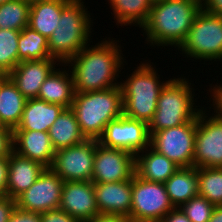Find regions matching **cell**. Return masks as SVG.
Masks as SVG:
<instances>
[{
    "label": "cell",
    "mask_w": 222,
    "mask_h": 222,
    "mask_svg": "<svg viewBox=\"0 0 222 222\" xmlns=\"http://www.w3.org/2000/svg\"><path fill=\"white\" fill-rule=\"evenodd\" d=\"M148 124L122 115L110 121L99 143L108 148L124 149L136 155L150 146Z\"/></svg>",
    "instance_id": "12"
},
{
    "label": "cell",
    "mask_w": 222,
    "mask_h": 222,
    "mask_svg": "<svg viewBox=\"0 0 222 222\" xmlns=\"http://www.w3.org/2000/svg\"><path fill=\"white\" fill-rule=\"evenodd\" d=\"M8 157L0 158V197L7 196Z\"/></svg>",
    "instance_id": "37"
},
{
    "label": "cell",
    "mask_w": 222,
    "mask_h": 222,
    "mask_svg": "<svg viewBox=\"0 0 222 222\" xmlns=\"http://www.w3.org/2000/svg\"><path fill=\"white\" fill-rule=\"evenodd\" d=\"M199 195L215 206H222V168H197Z\"/></svg>",
    "instance_id": "30"
},
{
    "label": "cell",
    "mask_w": 222,
    "mask_h": 222,
    "mask_svg": "<svg viewBox=\"0 0 222 222\" xmlns=\"http://www.w3.org/2000/svg\"><path fill=\"white\" fill-rule=\"evenodd\" d=\"M188 82L185 77L173 78L163 87L154 117L148 124L150 136L156 131L190 122L199 114L201 109L194 105V88Z\"/></svg>",
    "instance_id": "6"
},
{
    "label": "cell",
    "mask_w": 222,
    "mask_h": 222,
    "mask_svg": "<svg viewBox=\"0 0 222 222\" xmlns=\"http://www.w3.org/2000/svg\"><path fill=\"white\" fill-rule=\"evenodd\" d=\"M153 3H156V2H159V1H162V0H150Z\"/></svg>",
    "instance_id": "45"
},
{
    "label": "cell",
    "mask_w": 222,
    "mask_h": 222,
    "mask_svg": "<svg viewBox=\"0 0 222 222\" xmlns=\"http://www.w3.org/2000/svg\"><path fill=\"white\" fill-rule=\"evenodd\" d=\"M65 108L38 98L26 100L20 123L14 130H34L49 132L59 114Z\"/></svg>",
    "instance_id": "21"
},
{
    "label": "cell",
    "mask_w": 222,
    "mask_h": 222,
    "mask_svg": "<svg viewBox=\"0 0 222 222\" xmlns=\"http://www.w3.org/2000/svg\"><path fill=\"white\" fill-rule=\"evenodd\" d=\"M13 152V130L0 126V158Z\"/></svg>",
    "instance_id": "33"
},
{
    "label": "cell",
    "mask_w": 222,
    "mask_h": 222,
    "mask_svg": "<svg viewBox=\"0 0 222 222\" xmlns=\"http://www.w3.org/2000/svg\"><path fill=\"white\" fill-rule=\"evenodd\" d=\"M96 139L55 151L50 169L64 182L91 181L95 157Z\"/></svg>",
    "instance_id": "11"
},
{
    "label": "cell",
    "mask_w": 222,
    "mask_h": 222,
    "mask_svg": "<svg viewBox=\"0 0 222 222\" xmlns=\"http://www.w3.org/2000/svg\"><path fill=\"white\" fill-rule=\"evenodd\" d=\"M59 209L81 222H89L99 214L92 181L64 182Z\"/></svg>",
    "instance_id": "15"
},
{
    "label": "cell",
    "mask_w": 222,
    "mask_h": 222,
    "mask_svg": "<svg viewBox=\"0 0 222 222\" xmlns=\"http://www.w3.org/2000/svg\"><path fill=\"white\" fill-rule=\"evenodd\" d=\"M174 208L164 183L146 181L134 174L130 222H161Z\"/></svg>",
    "instance_id": "8"
},
{
    "label": "cell",
    "mask_w": 222,
    "mask_h": 222,
    "mask_svg": "<svg viewBox=\"0 0 222 222\" xmlns=\"http://www.w3.org/2000/svg\"><path fill=\"white\" fill-rule=\"evenodd\" d=\"M178 168L177 164L151 146L135 155V174L146 181L165 183Z\"/></svg>",
    "instance_id": "20"
},
{
    "label": "cell",
    "mask_w": 222,
    "mask_h": 222,
    "mask_svg": "<svg viewBox=\"0 0 222 222\" xmlns=\"http://www.w3.org/2000/svg\"><path fill=\"white\" fill-rule=\"evenodd\" d=\"M47 58H52L48 39L28 26L21 30L18 40V64L21 61Z\"/></svg>",
    "instance_id": "28"
},
{
    "label": "cell",
    "mask_w": 222,
    "mask_h": 222,
    "mask_svg": "<svg viewBox=\"0 0 222 222\" xmlns=\"http://www.w3.org/2000/svg\"><path fill=\"white\" fill-rule=\"evenodd\" d=\"M13 151L46 168L51 167L55 154L49 133L34 130H13Z\"/></svg>",
    "instance_id": "18"
},
{
    "label": "cell",
    "mask_w": 222,
    "mask_h": 222,
    "mask_svg": "<svg viewBox=\"0 0 222 222\" xmlns=\"http://www.w3.org/2000/svg\"><path fill=\"white\" fill-rule=\"evenodd\" d=\"M48 133L55 151L77 145L86 140L71 108L64 109L59 114Z\"/></svg>",
    "instance_id": "26"
},
{
    "label": "cell",
    "mask_w": 222,
    "mask_h": 222,
    "mask_svg": "<svg viewBox=\"0 0 222 222\" xmlns=\"http://www.w3.org/2000/svg\"><path fill=\"white\" fill-rule=\"evenodd\" d=\"M102 40L87 44L77 55L63 66H71L75 92L101 91L120 86L117 78L124 67L125 59L121 47L114 40ZM123 64V65H122ZM121 69V70H120Z\"/></svg>",
    "instance_id": "1"
},
{
    "label": "cell",
    "mask_w": 222,
    "mask_h": 222,
    "mask_svg": "<svg viewBox=\"0 0 222 222\" xmlns=\"http://www.w3.org/2000/svg\"><path fill=\"white\" fill-rule=\"evenodd\" d=\"M8 78V74L0 72V87L1 84Z\"/></svg>",
    "instance_id": "42"
},
{
    "label": "cell",
    "mask_w": 222,
    "mask_h": 222,
    "mask_svg": "<svg viewBox=\"0 0 222 222\" xmlns=\"http://www.w3.org/2000/svg\"><path fill=\"white\" fill-rule=\"evenodd\" d=\"M164 185L171 203L175 208H179L199 194L197 168L179 167Z\"/></svg>",
    "instance_id": "24"
},
{
    "label": "cell",
    "mask_w": 222,
    "mask_h": 222,
    "mask_svg": "<svg viewBox=\"0 0 222 222\" xmlns=\"http://www.w3.org/2000/svg\"><path fill=\"white\" fill-rule=\"evenodd\" d=\"M26 98L8 77L0 87V126L11 130L20 123Z\"/></svg>",
    "instance_id": "25"
},
{
    "label": "cell",
    "mask_w": 222,
    "mask_h": 222,
    "mask_svg": "<svg viewBox=\"0 0 222 222\" xmlns=\"http://www.w3.org/2000/svg\"><path fill=\"white\" fill-rule=\"evenodd\" d=\"M202 108L197 115L193 166L222 168V114L213 108L216 113L209 117Z\"/></svg>",
    "instance_id": "10"
},
{
    "label": "cell",
    "mask_w": 222,
    "mask_h": 222,
    "mask_svg": "<svg viewBox=\"0 0 222 222\" xmlns=\"http://www.w3.org/2000/svg\"><path fill=\"white\" fill-rule=\"evenodd\" d=\"M71 0H46L30 6L28 27L37 31L47 39L58 27L62 9Z\"/></svg>",
    "instance_id": "23"
},
{
    "label": "cell",
    "mask_w": 222,
    "mask_h": 222,
    "mask_svg": "<svg viewBox=\"0 0 222 222\" xmlns=\"http://www.w3.org/2000/svg\"><path fill=\"white\" fill-rule=\"evenodd\" d=\"M202 8L212 14L222 16V0H202Z\"/></svg>",
    "instance_id": "38"
},
{
    "label": "cell",
    "mask_w": 222,
    "mask_h": 222,
    "mask_svg": "<svg viewBox=\"0 0 222 222\" xmlns=\"http://www.w3.org/2000/svg\"><path fill=\"white\" fill-rule=\"evenodd\" d=\"M114 20L120 26L135 25L141 28L148 20L152 2L150 0H108ZM124 24V25H123Z\"/></svg>",
    "instance_id": "27"
},
{
    "label": "cell",
    "mask_w": 222,
    "mask_h": 222,
    "mask_svg": "<svg viewBox=\"0 0 222 222\" xmlns=\"http://www.w3.org/2000/svg\"><path fill=\"white\" fill-rule=\"evenodd\" d=\"M89 222H130L128 218L120 215L98 214Z\"/></svg>",
    "instance_id": "40"
},
{
    "label": "cell",
    "mask_w": 222,
    "mask_h": 222,
    "mask_svg": "<svg viewBox=\"0 0 222 222\" xmlns=\"http://www.w3.org/2000/svg\"><path fill=\"white\" fill-rule=\"evenodd\" d=\"M26 2H28L30 5L33 3H37V2H41V1H46V0H24Z\"/></svg>",
    "instance_id": "43"
},
{
    "label": "cell",
    "mask_w": 222,
    "mask_h": 222,
    "mask_svg": "<svg viewBox=\"0 0 222 222\" xmlns=\"http://www.w3.org/2000/svg\"><path fill=\"white\" fill-rule=\"evenodd\" d=\"M99 214L129 218L132 206V178L126 181L93 183Z\"/></svg>",
    "instance_id": "17"
},
{
    "label": "cell",
    "mask_w": 222,
    "mask_h": 222,
    "mask_svg": "<svg viewBox=\"0 0 222 222\" xmlns=\"http://www.w3.org/2000/svg\"><path fill=\"white\" fill-rule=\"evenodd\" d=\"M146 60L136 67L127 80L120 82L123 115L149 124L157 109L161 90L170 81L161 82L155 66Z\"/></svg>",
    "instance_id": "5"
},
{
    "label": "cell",
    "mask_w": 222,
    "mask_h": 222,
    "mask_svg": "<svg viewBox=\"0 0 222 222\" xmlns=\"http://www.w3.org/2000/svg\"><path fill=\"white\" fill-rule=\"evenodd\" d=\"M197 129V116L177 127L154 132L150 146L179 167H192Z\"/></svg>",
    "instance_id": "9"
},
{
    "label": "cell",
    "mask_w": 222,
    "mask_h": 222,
    "mask_svg": "<svg viewBox=\"0 0 222 222\" xmlns=\"http://www.w3.org/2000/svg\"><path fill=\"white\" fill-rule=\"evenodd\" d=\"M85 7L82 0H71L62 9L58 27L48 39L49 53L60 65L90 44L93 20Z\"/></svg>",
    "instance_id": "4"
},
{
    "label": "cell",
    "mask_w": 222,
    "mask_h": 222,
    "mask_svg": "<svg viewBox=\"0 0 222 222\" xmlns=\"http://www.w3.org/2000/svg\"><path fill=\"white\" fill-rule=\"evenodd\" d=\"M45 169L39 162L13 151L8 157L7 196L16 200L35 183Z\"/></svg>",
    "instance_id": "19"
},
{
    "label": "cell",
    "mask_w": 222,
    "mask_h": 222,
    "mask_svg": "<svg viewBox=\"0 0 222 222\" xmlns=\"http://www.w3.org/2000/svg\"><path fill=\"white\" fill-rule=\"evenodd\" d=\"M63 184L60 176L46 168L35 183L16 199V206L40 214L58 209Z\"/></svg>",
    "instance_id": "14"
},
{
    "label": "cell",
    "mask_w": 222,
    "mask_h": 222,
    "mask_svg": "<svg viewBox=\"0 0 222 222\" xmlns=\"http://www.w3.org/2000/svg\"><path fill=\"white\" fill-rule=\"evenodd\" d=\"M40 216L41 222H81L59 208L41 213Z\"/></svg>",
    "instance_id": "34"
},
{
    "label": "cell",
    "mask_w": 222,
    "mask_h": 222,
    "mask_svg": "<svg viewBox=\"0 0 222 222\" xmlns=\"http://www.w3.org/2000/svg\"><path fill=\"white\" fill-rule=\"evenodd\" d=\"M16 207L15 199L9 196L0 197V222H8Z\"/></svg>",
    "instance_id": "36"
},
{
    "label": "cell",
    "mask_w": 222,
    "mask_h": 222,
    "mask_svg": "<svg viewBox=\"0 0 222 222\" xmlns=\"http://www.w3.org/2000/svg\"><path fill=\"white\" fill-rule=\"evenodd\" d=\"M30 6L24 0H10L0 4V29L21 31L27 27Z\"/></svg>",
    "instance_id": "29"
},
{
    "label": "cell",
    "mask_w": 222,
    "mask_h": 222,
    "mask_svg": "<svg viewBox=\"0 0 222 222\" xmlns=\"http://www.w3.org/2000/svg\"><path fill=\"white\" fill-rule=\"evenodd\" d=\"M161 222H191L180 208L171 210Z\"/></svg>",
    "instance_id": "39"
},
{
    "label": "cell",
    "mask_w": 222,
    "mask_h": 222,
    "mask_svg": "<svg viewBox=\"0 0 222 222\" xmlns=\"http://www.w3.org/2000/svg\"><path fill=\"white\" fill-rule=\"evenodd\" d=\"M187 58L216 61L222 59V16L203 8L196 15L185 41L179 48Z\"/></svg>",
    "instance_id": "7"
},
{
    "label": "cell",
    "mask_w": 222,
    "mask_h": 222,
    "mask_svg": "<svg viewBox=\"0 0 222 222\" xmlns=\"http://www.w3.org/2000/svg\"><path fill=\"white\" fill-rule=\"evenodd\" d=\"M8 222H41L40 213L15 208Z\"/></svg>",
    "instance_id": "35"
},
{
    "label": "cell",
    "mask_w": 222,
    "mask_h": 222,
    "mask_svg": "<svg viewBox=\"0 0 222 222\" xmlns=\"http://www.w3.org/2000/svg\"><path fill=\"white\" fill-rule=\"evenodd\" d=\"M135 174V155L118 148L96 144L93 183L119 182L131 179Z\"/></svg>",
    "instance_id": "13"
},
{
    "label": "cell",
    "mask_w": 222,
    "mask_h": 222,
    "mask_svg": "<svg viewBox=\"0 0 222 222\" xmlns=\"http://www.w3.org/2000/svg\"><path fill=\"white\" fill-rule=\"evenodd\" d=\"M215 205L199 194L179 208L191 222H209Z\"/></svg>",
    "instance_id": "32"
},
{
    "label": "cell",
    "mask_w": 222,
    "mask_h": 222,
    "mask_svg": "<svg viewBox=\"0 0 222 222\" xmlns=\"http://www.w3.org/2000/svg\"><path fill=\"white\" fill-rule=\"evenodd\" d=\"M57 62L55 58L21 61L8 77L27 100L34 99L38 97L45 79L57 68L55 64L60 66Z\"/></svg>",
    "instance_id": "16"
},
{
    "label": "cell",
    "mask_w": 222,
    "mask_h": 222,
    "mask_svg": "<svg viewBox=\"0 0 222 222\" xmlns=\"http://www.w3.org/2000/svg\"><path fill=\"white\" fill-rule=\"evenodd\" d=\"M209 222H222V206H215Z\"/></svg>",
    "instance_id": "41"
},
{
    "label": "cell",
    "mask_w": 222,
    "mask_h": 222,
    "mask_svg": "<svg viewBox=\"0 0 222 222\" xmlns=\"http://www.w3.org/2000/svg\"><path fill=\"white\" fill-rule=\"evenodd\" d=\"M20 31L0 29V72L9 74L18 64Z\"/></svg>",
    "instance_id": "31"
},
{
    "label": "cell",
    "mask_w": 222,
    "mask_h": 222,
    "mask_svg": "<svg viewBox=\"0 0 222 222\" xmlns=\"http://www.w3.org/2000/svg\"><path fill=\"white\" fill-rule=\"evenodd\" d=\"M55 69L41 85L38 99L51 104H59L65 109L71 108L74 100V84L70 70Z\"/></svg>",
    "instance_id": "22"
},
{
    "label": "cell",
    "mask_w": 222,
    "mask_h": 222,
    "mask_svg": "<svg viewBox=\"0 0 222 222\" xmlns=\"http://www.w3.org/2000/svg\"><path fill=\"white\" fill-rule=\"evenodd\" d=\"M71 110L86 139L98 140L106 125L123 115L120 86L101 91L75 92Z\"/></svg>",
    "instance_id": "3"
},
{
    "label": "cell",
    "mask_w": 222,
    "mask_h": 222,
    "mask_svg": "<svg viewBox=\"0 0 222 222\" xmlns=\"http://www.w3.org/2000/svg\"><path fill=\"white\" fill-rule=\"evenodd\" d=\"M200 0H162L152 4L149 17L141 27L150 46L180 47L199 11Z\"/></svg>",
    "instance_id": "2"
},
{
    "label": "cell",
    "mask_w": 222,
    "mask_h": 222,
    "mask_svg": "<svg viewBox=\"0 0 222 222\" xmlns=\"http://www.w3.org/2000/svg\"><path fill=\"white\" fill-rule=\"evenodd\" d=\"M7 1H10V0H0V4L6 3Z\"/></svg>",
    "instance_id": "44"
}]
</instances>
